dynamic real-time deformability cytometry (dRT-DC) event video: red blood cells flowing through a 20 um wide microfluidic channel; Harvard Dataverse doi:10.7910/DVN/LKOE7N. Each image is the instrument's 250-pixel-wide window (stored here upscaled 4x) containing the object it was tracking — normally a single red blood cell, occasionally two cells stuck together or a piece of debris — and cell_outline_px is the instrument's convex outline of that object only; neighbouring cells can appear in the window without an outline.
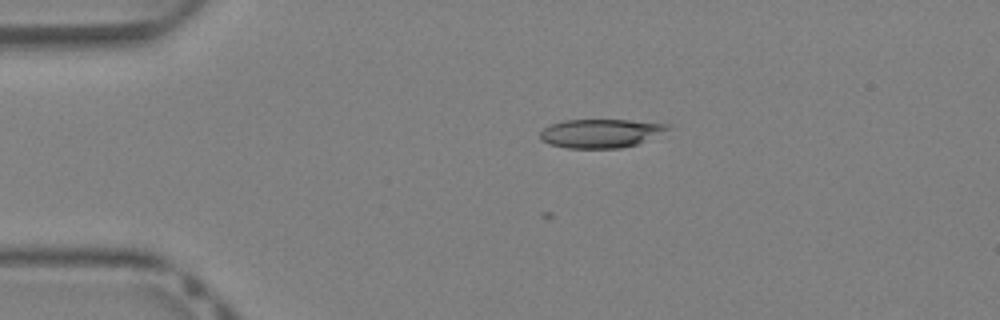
{"species": "Egyptian fruit bat (a non-hibernating species)", "species_latin": "Rousettus aegyptiacus", "temperature_condition": "warm", "stored_images_in_passage": 33, "camera_frame_rate_fps": 3000, "um_per_image_px": 0.085, "animal": {"sex": "female"}, "frame": {"image": 1, "passage_image": 1, "time_ms": 0.0, "image_size_px": [1000, 320], "cell_outline_px": [[672, 128], [636, 144], [620, 148], [568, 148], [548, 144], [540, 140], [540, 132], [544, 128], [552, 124], [564, 120], [628, 120], [672, 124]], "centroid_in_image_um": [51.04, 11.33], "position_along_channel_um": 34.0, "area_um2": 21.27}}
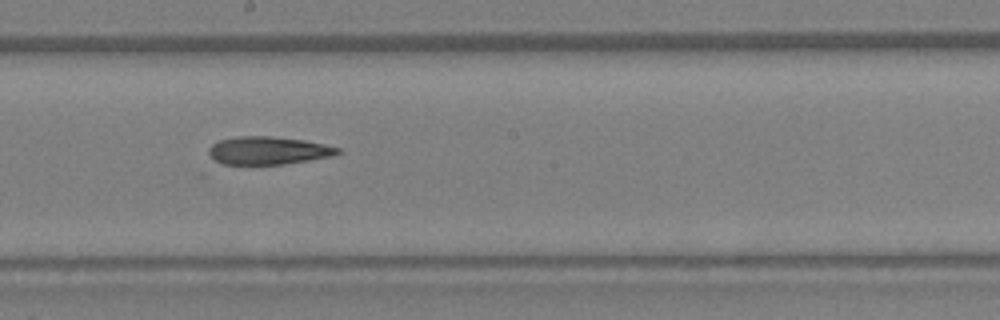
{"frame": {"image": 2, "passage_image": 15, "time_ms": 4.667, "image_size_px": [1000, 320], "cell_outline_px": [[344, 152], [332, 156], [284, 164], [224, 164], [216, 160], [208, 152], [208, 148], [212, 144], [220, 140], [236, 136], [268, 136], [304, 140], [324, 144], [340, 148]], "centroid_in_image_um": [22.83, 12.79], "position_along_channel_um": 225.4, "area_um2": 20.87}}
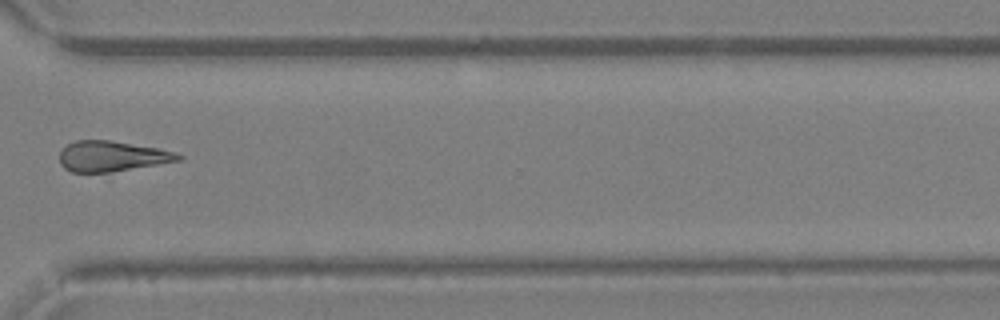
{"frame": {"image": 3, "passage_image": 23, "time_ms": 7.333, "image_size_px": [1000, 320], "cell_outline_px": [[184, 156], [180, 160], [112, 172], [72, 172], [64, 168], [60, 164], [60, 152], [68, 144], [76, 140], [108, 140], [156, 148], [176, 152]], "centroid_in_image_um": [9.49, 13.28], "position_along_channel_um": 361.1, "area_um2": 20.81}}